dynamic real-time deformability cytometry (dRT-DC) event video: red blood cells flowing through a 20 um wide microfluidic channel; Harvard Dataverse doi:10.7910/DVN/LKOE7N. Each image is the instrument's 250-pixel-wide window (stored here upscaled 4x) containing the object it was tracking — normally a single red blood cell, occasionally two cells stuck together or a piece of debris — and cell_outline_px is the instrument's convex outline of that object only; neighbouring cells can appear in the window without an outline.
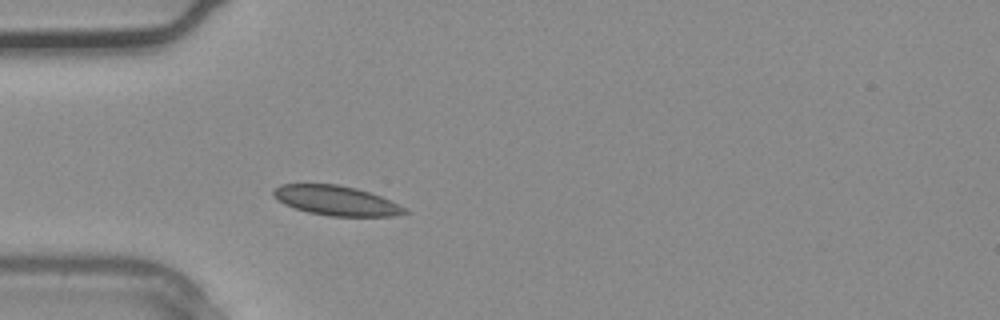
{"species": "common noctule bat (a hibernating species)", "species_latin": "Nyctalus noctula", "temperature_condition": "warm", "stored_images_in_passage": 4, "camera_frame_rate_fps": 3000, "um_per_image_px": 0.085, "animal": {"sex": "male", "body_mass_g": 20.4}, "frame": {"image": 1, "passage_image": 4, "time_ms": 1.0, "image_size_px": [1000, 320], "cell_outline_px": [[408, 212], [392, 216], [328, 216], [308, 212], [284, 204], [272, 192], [280, 184], [336, 184], [356, 188], [380, 196], [404, 208]], "centroid_in_image_um": [28.55, 17.05], "position_along_channel_um": 56.4, "area_um2": 22.2}}